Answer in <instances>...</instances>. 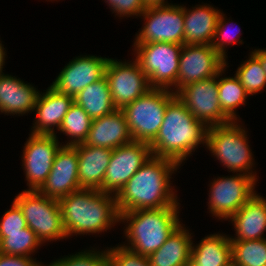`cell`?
<instances>
[{"label": "cell", "instance_id": "obj_33", "mask_svg": "<svg viewBox=\"0 0 266 266\" xmlns=\"http://www.w3.org/2000/svg\"><path fill=\"white\" fill-rule=\"evenodd\" d=\"M227 18L225 17V15L223 14V12L219 14V17H218V20H217V25H216V30H215V34H214V38H213V41H212V44L211 46L226 60L227 58V52H226V47L228 45H232V44H243V41L240 39V35H241V32H240V28H238L236 30V33L233 32L232 30H229L231 28H228V22L226 21ZM231 25V23H230ZM233 25V24H232ZM231 25V26H232ZM229 31H228V30ZM232 31L231 33L233 35H231L230 32ZM240 32V33H239ZM228 33V34H227ZM231 36H230V35ZM229 35V36H228Z\"/></svg>", "mask_w": 266, "mask_h": 266}, {"label": "cell", "instance_id": "obj_3", "mask_svg": "<svg viewBox=\"0 0 266 266\" xmlns=\"http://www.w3.org/2000/svg\"><path fill=\"white\" fill-rule=\"evenodd\" d=\"M208 127L197 120L176 95L166 106L163 123L150 144L152 156L181 165L199 144L206 147Z\"/></svg>", "mask_w": 266, "mask_h": 266}, {"label": "cell", "instance_id": "obj_26", "mask_svg": "<svg viewBox=\"0 0 266 266\" xmlns=\"http://www.w3.org/2000/svg\"><path fill=\"white\" fill-rule=\"evenodd\" d=\"M74 102L81 106L92 120L116 110L105 75L80 91L74 97Z\"/></svg>", "mask_w": 266, "mask_h": 266}, {"label": "cell", "instance_id": "obj_30", "mask_svg": "<svg viewBox=\"0 0 266 266\" xmlns=\"http://www.w3.org/2000/svg\"><path fill=\"white\" fill-rule=\"evenodd\" d=\"M232 262L237 266H266V238L231 240Z\"/></svg>", "mask_w": 266, "mask_h": 266}, {"label": "cell", "instance_id": "obj_17", "mask_svg": "<svg viewBox=\"0 0 266 266\" xmlns=\"http://www.w3.org/2000/svg\"><path fill=\"white\" fill-rule=\"evenodd\" d=\"M80 189L76 148L71 145H62L55 156L45 183L38 191L43 196L59 200Z\"/></svg>", "mask_w": 266, "mask_h": 266}, {"label": "cell", "instance_id": "obj_14", "mask_svg": "<svg viewBox=\"0 0 266 266\" xmlns=\"http://www.w3.org/2000/svg\"><path fill=\"white\" fill-rule=\"evenodd\" d=\"M61 146L57 135L30 134L22 155L28 190L38 191L45 183Z\"/></svg>", "mask_w": 266, "mask_h": 266}, {"label": "cell", "instance_id": "obj_2", "mask_svg": "<svg viewBox=\"0 0 266 266\" xmlns=\"http://www.w3.org/2000/svg\"><path fill=\"white\" fill-rule=\"evenodd\" d=\"M58 202L67 239L75 234L107 232L120 222L116 198L111 193L80 189Z\"/></svg>", "mask_w": 266, "mask_h": 266}, {"label": "cell", "instance_id": "obj_9", "mask_svg": "<svg viewBox=\"0 0 266 266\" xmlns=\"http://www.w3.org/2000/svg\"><path fill=\"white\" fill-rule=\"evenodd\" d=\"M140 16L146 22L136 34L134 44L153 42L184 44L183 5L146 7Z\"/></svg>", "mask_w": 266, "mask_h": 266}, {"label": "cell", "instance_id": "obj_34", "mask_svg": "<svg viewBox=\"0 0 266 266\" xmlns=\"http://www.w3.org/2000/svg\"><path fill=\"white\" fill-rule=\"evenodd\" d=\"M107 252L109 266H151L148 256L134 253L122 244L108 248Z\"/></svg>", "mask_w": 266, "mask_h": 266}, {"label": "cell", "instance_id": "obj_7", "mask_svg": "<svg viewBox=\"0 0 266 266\" xmlns=\"http://www.w3.org/2000/svg\"><path fill=\"white\" fill-rule=\"evenodd\" d=\"M182 46L181 44L165 42L134 44L135 59L148 77L152 88L169 89L173 93H177V77Z\"/></svg>", "mask_w": 266, "mask_h": 266}, {"label": "cell", "instance_id": "obj_23", "mask_svg": "<svg viewBox=\"0 0 266 266\" xmlns=\"http://www.w3.org/2000/svg\"><path fill=\"white\" fill-rule=\"evenodd\" d=\"M184 10V44L211 45L221 11L209 4Z\"/></svg>", "mask_w": 266, "mask_h": 266}, {"label": "cell", "instance_id": "obj_11", "mask_svg": "<svg viewBox=\"0 0 266 266\" xmlns=\"http://www.w3.org/2000/svg\"><path fill=\"white\" fill-rule=\"evenodd\" d=\"M133 60L131 63L113 58L107 61L104 75L116 109H122L152 89L139 63Z\"/></svg>", "mask_w": 266, "mask_h": 266}, {"label": "cell", "instance_id": "obj_40", "mask_svg": "<svg viewBox=\"0 0 266 266\" xmlns=\"http://www.w3.org/2000/svg\"><path fill=\"white\" fill-rule=\"evenodd\" d=\"M1 42V40H0ZM4 45H2V42L0 43V75L4 74L3 73V65L5 64V58H6V50L3 47Z\"/></svg>", "mask_w": 266, "mask_h": 266}, {"label": "cell", "instance_id": "obj_28", "mask_svg": "<svg viewBox=\"0 0 266 266\" xmlns=\"http://www.w3.org/2000/svg\"><path fill=\"white\" fill-rule=\"evenodd\" d=\"M92 119L87 112L75 102L70 106L58 131L66 134L70 140L63 145L84 143L91 128Z\"/></svg>", "mask_w": 266, "mask_h": 266}, {"label": "cell", "instance_id": "obj_42", "mask_svg": "<svg viewBox=\"0 0 266 266\" xmlns=\"http://www.w3.org/2000/svg\"><path fill=\"white\" fill-rule=\"evenodd\" d=\"M228 266H237V265L231 262Z\"/></svg>", "mask_w": 266, "mask_h": 266}, {"label": "cell", "instance_id": "obj_8", "mask_svg": "<svg viewBox=\"0 0 266 266\" xmlns=\"http://www.w3.org/2000/svg\"><path fill=\"white\" fill-rule=\"evenodd\" d=\"M13 201L42 245L67 238L58 200L43 196L39 191L24 190Z\"/></svg>", "mask_w": 266, "mask_h": 266}, {"label": "cell", "instance_id": "obj_39", "mask_svg": "<svg viewBox=\"0 0 266 266\" xmlns=\"http://www.w3.org/2000/svg\"><path fill=\"white\" fill-rule=\"evenodd\" d=\"M142 2L145 5V7L170 5L165 0H142Z\"/></svg>", "mask_w": 266, "mask_h": 266}, {"label": "cell", "instance_id": "obj_20", "mask_svg": "<svg viewBox=\"0 0 266 266\" xmlns=\"http://www.w3.org/2000/svg\"><path fill=\"white\" fill-rule=\"evenodd\" d=\"M73 146L78 153V181L80 188L102 191L104 176L113 150L88 146L83 143Z\"/></svg>", "mask_w": 266, "mask_h": 266}, {"label": "cell", "instance_id": "obj_18", "mask_svg": "<svg viewBox=\"0 0 266 266\" xmlns=\"http://www.w3.org/2000/svg\"><path fill=\"white\" fill-rule=\"evenodd\" d=\"M73 102V96L59 93L51 85L46 92H40L34 107L36 119L31 133L56 135L55 126L59 130Z\"/></svg>", "mask_w": 266, "mask_h": 266}, {"label": "cell", "instance_id": "obj_25", "mask_svg": "<svg viewBox=\"0 0 266 266\" xmlns=\"http://www.w3.org/2000/svg\"><path fill=\"white\" fill-rule=\"evenodd\" d=\"M199 266H228L232 262V247L229 236L209 234L199 244L192 241L191 257Z\"/></svg>", "mask_w": 266, "mask_h": 266}, {"label": "cell", "instance_id": "obj_10", "mask_svg": "<svg viewBox=\"0 0 266 266\" xmlns=\"http://www.w3.org/2000/svg\"><path fill=\"white\" fill-rule=\"evenodd\" d=\"M256 183L253 177L240 173L215 178L210 184L207 202L212 216L220 220L229 219L256 193Z\"/></svg>", "mask_w": 266, "mask_h": 266}, {"label": "cell", "instance_id": "obj_41", "mask_svg": "<svg viewBox=\"0 0 266 266\" xmlns=\"http://www.w3.org/2000/svg\"><path fill=\"white\" fill-rule=\"evenodd\" d=\"M184 266H199L191 258Z\"/></svg>", "mask_w": 266, "mask_h": 266}, {"label": "cell", "instance_id": "obj_27", "mask_svg": "<svg viewBox=\"0 0 266 266\" xmlns=\"http://www.w3.org/2000/svg\"><path fill=\"white\" fill-rule=\"evenodd\" d=\"M227 61L225 69L223 68L218 73V99L220 103V107L223 113L231 120V121H239V116L236 114V108L245 105L246 99L249 94L246 92L245 88L241 85L239 79L236 77H221L225 74V70L227 69Z\"/></svg>", "mask_w": 266, "mask_h": 266}, {"label": "cell", "instance_id": "obj_12", "mask_svg": "<svg viewBox=\"0 0 266 266\" xmlns=\"http://www.w3.org/2000/svg\"><path fill=\"white\" fill-rule=\"evenodd\" d=\"M176 95L197 120L207 127L232 122L222 111L218 99V74L214 77L189 83Z\"/></svg>", "mask_w": 266, "mask_h": 266}, {"label": "cell", "instance_id": "obj_38", "mask_svg": "<svg viewBox=\"0 0 266 266\" xmlns=\"http://www.w3.org/2000/svg\"><path fill=\"white\" fill-rule=\"evenodd\" d=\"M252 53L260 60L262 68L266 73V49H255Z\"/></svg>", "mask_w": 266, "mask_h": 266}, {"label": "cell", "instance_id": "obj_13", "mask_svg": "<svg viewBox=\"0 0 266 266\" xmlns=\"http://www.w3.org/2000/svg\"><path fill=\"white\" fill-rule=\"evenodd\" d=\"M151 156L150 144L140 141H132L113 149L102 192L116 195Z\"/></svg>", "mask_w": 266, "mask_h": 266}, {"label": "cell", "instance_id": "obj_32", "mask_svg": "<svg viewBox=\"0 0 266 266\" xmlns=\"http://www.w3.org/2000/svg\"><path fill=\"white\" fill-rule=\"evenodd\" d=\"M85 250L60 258L46 266H109L107 249L104 251Z\"/></svg>", "mask_w": 266, "mask_h": 266}, {"label": "cell", "instance_id": "obj_4", "mask_svg": "<svg viewBox=\"0 0 266 266\" xmlns=\"http://www.w3.org/2000/svg\"><path fill=\"white\" fill-rule=\"evenodd\" d=\"M180 206L158 209H141L120 213V223H127L124 234L128 243L125 248L143 256L158 250L181 224Z\"/></svg>", "mask_w": 266, "mask_h": 266}, {"label": "cell", "instance_id": "obj_19", "mask_svg": "<svg viewBox=\"0 0 266 266\" xmlns=\"http://www.w3.org/2000/svg\"><path fill=\"white\" fill-rule=\"evenodd\" d=\"M125 115L121 109L92 120L91 128L83 144L115 149L132 142Z\"/></svg>", "mask_w": 266, "mask_h": 266}, {"label": "cell", "instance_id": "obj_16", "mask_svg": "<svg viewBox=\"0 0 266 266\" xmlns=\"http://www.w3.org/2000/svg\"><path fill=\"white\" fill-rule=\"evenodd\" d=\"M108 59L95 55L78 56L69 61L51 86L59 93L75 97L86 86L104 76Z\"/></svg>", "mask_w": 266, "mask_h": 266}, {"label": "cell", "instance_id": "obj_24", "mask_svg": "<svg viewBox=\"0 0 266 266\" xmlns=\"http://www.w3.org/2000/svg\"><path fill=\"white\" fill-rule=\"evenodd\" d=\"M192 233L181 223L148 258L151 266H184L191 257Z\"/></svg>", "mask_w": 266, "mask_h": 266}, {"label": "cell", "instance_id": "obj_6", "mask_svg": "<svg viewBox=\"0 0 266 266\" xmlns=\"http://www.w3.org/2000/svg\"><path fill=\"white\" fill-rule=\"evenodd\" d=\"M175 96L169 89L152 88L121 109L133 141L151 144L155 140L163 123L166 106Z\"/></svg>", "mask_w": 266, "mask_h": 266}, {"label": "cell", "instance_id": "obj_37", "mask_svg": "<svg viewBox=\"0 0 266 266\" xmlns=\"http://www.w3.org/2000/svg\"><path fill=\"white\" fill-rule=\"evenodd\" d=\"M0 266H45L32 257L14 256L0 253Z\"/></svg>", "mask_w": 266, "mask_h": 266}, {"label": "cell", "instance_id": "obj_1", "mask_svg": "<svg viewBox=\"0 0 266 266\" xmlns=\"http://www.w3.org/2000/svg\"><path fill=\"white\" fill-rule=\"evenodd\" d=\"M179 166L171 159L151 156L115 195L119 214L180 206L170 181Z\"/></svg>", "mask_w": 266, "mask_h": 266}, {"label": "cell", "instance_id": "obj_15", "mask_svg": "<svg viewBox=\"0 0 266 266\" xmlns=\"http://www.w3.org/2000/svg\"><path fill=\"white\" fill-rule=\"evenodd\" d=\"M226 60L211 45L183 44L177 77V92L185 85L217 75Z\"/></svg>", "mask_w": 266, "mask_h": 266}, {"label": "cell", "instance_id": "obj_29", "mask_svg": "<svg viewBox=\"0 0 266 266\" xmlns=\"http://www.w3.org/2000/svg\"><path fill=\"white\" fill-rule=\"evenodd\" d=\"M35 233L26 227L22 232L0 233V253L31 257L42 246Z\"/></svg>", "mask_w": 266, "mask_h": 266}, {"label": "cell", "instance_id": "obj_5", "mask_svg": "<svg viewBox=\"0 0 266 266\" xmlns=\"http://www.w3.org/2000/svg\"><path fill=\"white\" fill-rule=\"evenodd\" d=\"M246 133L237 121L208 127L206 148L229 172L247 174L258 181L252 170L255 161Z\"/></svg>", "mask_w": 266, "mask_h": 266}, {"label": "cell", "instance_id": "obj_36", "mask_svg": "<svg viewBox=\"0 0 266 266\" xmlns=\"http://www.w3.org/2000/svg\"><path fill=\"white\" fill-rule=\"evenodd\" d=\"M111 7V11L119 17H132L140 15L146 9L142 0H104Z\"/></svg>", "mask_w": 266, "mask_h": 266}, {"label": "cell", "instance_id": "obj_21", "mask_svg": "<svg viewBox=\"0 0 266 266\" xmlns=\"http://www.w3.org/2000/svg\"><path fill=\"white\" fill-rule=\"evenodd\" d=\"M37 88L9 74L0 75V112L6 115H24L34 112Z\"/></svg>", "mask_w": 266, "mask_h": 266}, {"label": "cell", "instance_id": "obj_35", "mask_svg": "<svg viewBox=\"0 0 266 266\" xmlns=\"http://www.w3.org/2000/svg\"><path fill=\"white\" fill-rule=\"evenodd\" d=\"M28 227L19 206L13 201L12 207L5 211L0 220V233L22 232Z\"/></svg>", "mask_w": 266, "mask_h": 266}, {"label": "cell", "instance_id": "obj_31", "mask_svg": "<svg viewBox=\"0 0 266 266\" xmlns=\"http://www.w3.org/2000/svg\"><path fill=\"white\" fill-rule=\"evenodd\" d=\"M235 75L250 96L262 91L266 86V73L260 60L252 52L249 59L238 67Z\"/></svg>", "mask_w": 266, "mask_h": 266}, {"label": "cell", "instance_id": "obj_22", "mask_svg": "<svg viewBox=\"0 0 266 266\" xmlns=\"http://www.w3.org/2000/svg\"><path fill=\"white\" fill-rule=\"evenodd\" d=\"M229 220L234 226L235 237L230 240L264 239L266 231V199L254 193Z\"/></svg>", "mask_w": 266, "mask_h": 266}]
</instances>
